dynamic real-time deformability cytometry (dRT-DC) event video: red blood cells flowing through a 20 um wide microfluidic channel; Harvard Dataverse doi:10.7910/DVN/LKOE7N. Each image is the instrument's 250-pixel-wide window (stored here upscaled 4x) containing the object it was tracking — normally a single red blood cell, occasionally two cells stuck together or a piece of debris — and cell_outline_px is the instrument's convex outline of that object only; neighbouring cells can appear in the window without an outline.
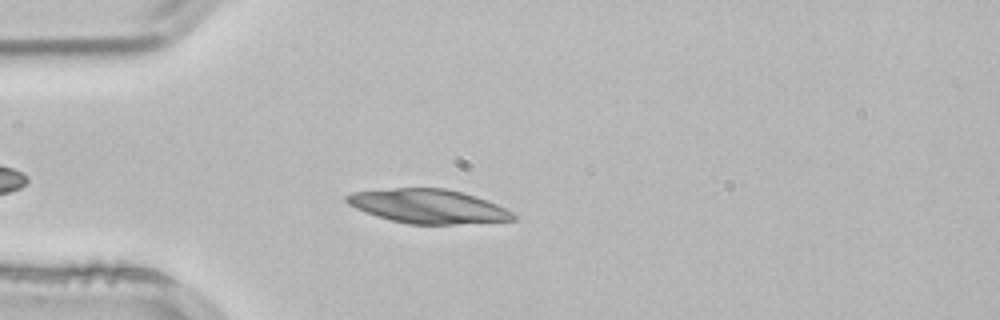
{"species": "common noctule bat (a hibernating species)", "species_latin": "Nyctalus noctula", "temperature_condition": "room temperature", "stored_images_in_passage": 3, "camera_frame_rate_fps": 3000, "um_per_image_px": 0.085, "animal": {"sex": "male", "body_mass_g": 21.5, "forearm_length_mm": 52.0}, "frame": {"image": 1, "passage_image": 3, "time_ms": 0.667, "image_size_px": [1000, 320], "cell_outline_px": [[516, 220], [452, 224], [408, 224], [376, 216], [364, 212], [348, 204], [344, 200], [344, 196], [352, 192], [396, 188], [444, 188], [476, 196], [496, 204], [512, 212], [516, 216]], "centroid_in_image_um": [36.36, 17.53], "position_along_channel_um": 48.6, "area_um2": 32.83}}